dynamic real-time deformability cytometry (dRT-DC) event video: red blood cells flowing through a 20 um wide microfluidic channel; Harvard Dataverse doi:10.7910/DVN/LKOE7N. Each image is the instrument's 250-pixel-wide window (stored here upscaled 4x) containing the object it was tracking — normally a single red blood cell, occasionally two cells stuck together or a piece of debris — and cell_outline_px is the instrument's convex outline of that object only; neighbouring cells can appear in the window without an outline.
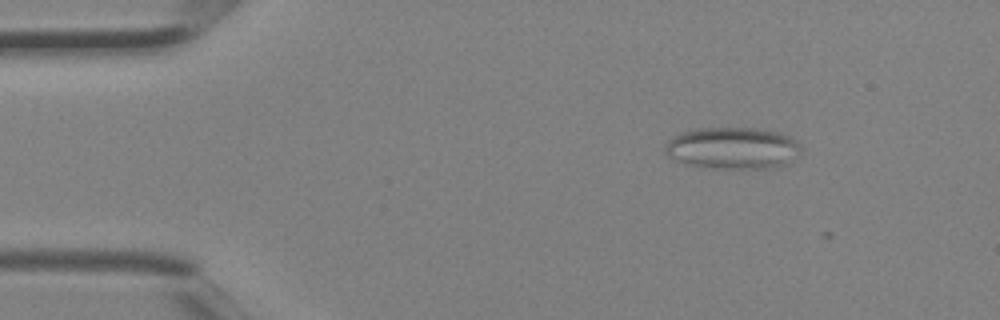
{"species": "Egyptian fruit bat (a non-hibernating species)", "species_latin": "Rousettus aegyptiacus", "temperature_condition": "room temperature", "stored_images_in_passage": 4, "camera_frame_rate_fps": 3000, "um_per_image_px": 0.085, "animal": {"sex": "female"}, "frame": {"image": 1, "passage_image": 1, "time_ms": 0.0, "image_size_px": [1000, 320], "cell_outline_px": [[800, 152], [788, 164], [768, 168], [712, 168], [692, 164], [668, 156], [664, 152], [664, 144], [672, 136], [680, 132], [692, 128], [756, 128], [780, 132], [796, 140], [800, 148]], "centroid_in_image_um": [62.26, 12.57], "position_along_channel_um": 22.7, "area_um2": 33.12}}